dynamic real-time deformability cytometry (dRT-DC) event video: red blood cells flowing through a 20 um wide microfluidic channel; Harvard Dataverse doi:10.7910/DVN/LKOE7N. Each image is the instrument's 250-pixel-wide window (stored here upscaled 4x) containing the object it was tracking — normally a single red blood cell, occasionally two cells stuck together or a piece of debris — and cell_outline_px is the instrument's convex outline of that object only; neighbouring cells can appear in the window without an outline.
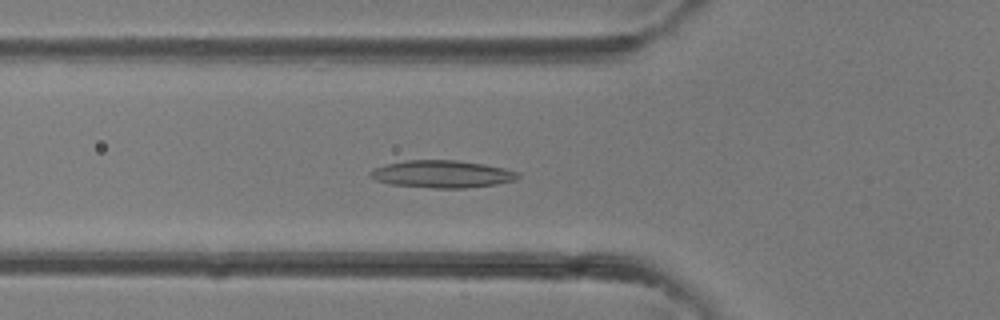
{"species": "common noctule bat (a hibernating species)", "species_latin": "Nyctalus noctula", "temperature_condition": "room temperature", "stored_images_in_passage": 40, "camera_frame_rate_fps": 3000, "um_per_image_px": 0.085, "animal": {"sex": "female"}, "frame": {"image": 1, "passage_image": 14, "time_ms": 4.333, "image_size_px": [1000, 320], "cell_outline_px": [[520, 176], [516, 180], [496, 184], [464, 188], [432, 188], [388, 184], [376, 180], [368, 176], [368, 172], [372, 168], [404, 160], [456, 160], [484, 164], [504, 168], [520, 172]], "centroid_in_image_um": [37.55, 14.79], "position_along_channel_um": 88.2, "area_um2": 23.76}}
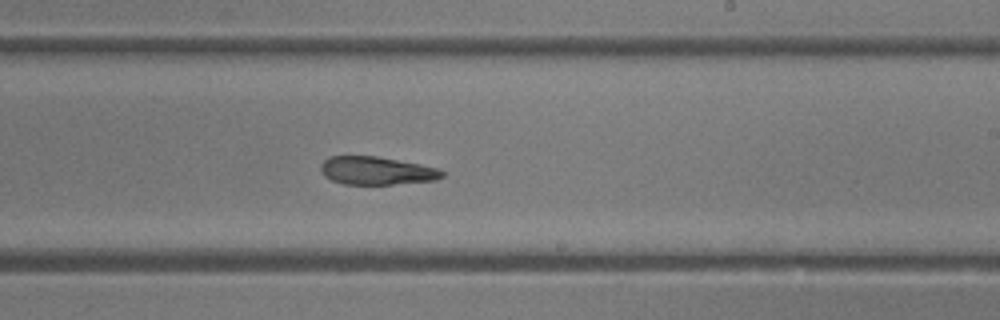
{"frame": {"image": 2, "passage_image": 24, "time_ms": 7.667, "image_size_px": [1000, 320], "cell_outline_px": [[444, 176], [436, 180], [392, 184], [344, 184], [332, 180], [324, 176], [320, 172], [320, 164], [328, 156], [376, 156], [420, 164], [440, 168], [444, 172]], "centroid_in_image_um": [31.99, 14.5], "position_along_channel_um": 257.0, "area_um2": 19.94}}
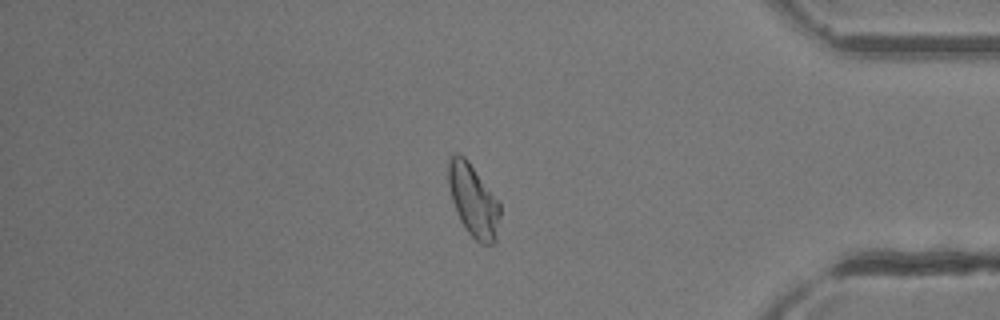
{"frame": {"image": 3, "passage_image": 34, "time_ms": 11.0, "image_size_px": [1000, 320], "cell_outline_px": [[500, 216], [496, 244], [480, 244], [468, 232], [460, 220], [456, 212], [452, 200], [448, 184], [448, 160], [456, 152], [460, 152], [468, 160], [500, 200]], "centroid_in_image_um": [40.26, 17.03], "position_along_channel_um": 394.9, "area_um2": 22.25}}